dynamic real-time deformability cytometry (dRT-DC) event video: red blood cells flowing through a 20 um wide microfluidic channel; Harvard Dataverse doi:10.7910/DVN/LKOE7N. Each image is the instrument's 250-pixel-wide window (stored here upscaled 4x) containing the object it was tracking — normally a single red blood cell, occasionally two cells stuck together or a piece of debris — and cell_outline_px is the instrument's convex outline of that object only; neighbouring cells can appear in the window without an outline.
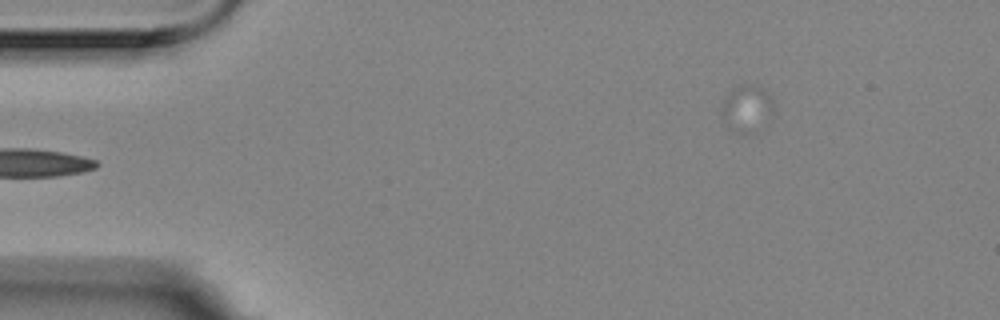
{"species": "Egyptian fruit bat (a non-hibernating species)", "species_latin": "Rousettus aegyptiacus", "temperature_condition": "room temperature", "stored_images_in_passage": 11, "camera_frame_rate_fps": 3000, "um_per_image_px": 0.085, "animal": {"sex": "female"}, "frame": {"image": 1, "passage_image": 1, "time_ms": 0.0, "image_size_px": [1000, 320], "cell_outline_px": [[776, 116], [768, 124], [720, 116], [720, 108], [728, 92], [744, 84], [760, 88], [772, 100]], "centroid_in_image_um": [63.61, 8.93], "position_along_channel_um": 21.4, "area_um2": 11.39}}
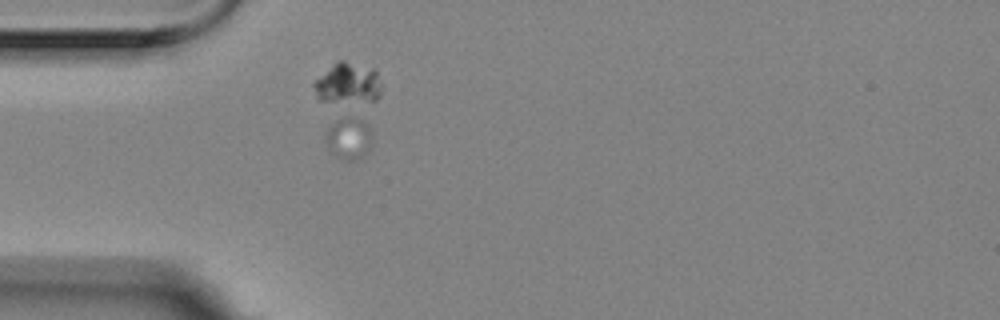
{"frame": {"image": 2, "passage_image": 4, "time_ms": 1.0, "image_size_px": [1000, 320], "cell_outline_px": [[372, 136], [368, 148], [360, 156], [352, 160], [348, 160], [336, 156], [328, 148], [328, 128], [336, 120], [344, 116], [352, 116], [368, 124], [372, 132]], "centroid_in_image_um": [29.67, 11.7], "position_along_channel_um": 55.3, "area_um2": 10.87}}
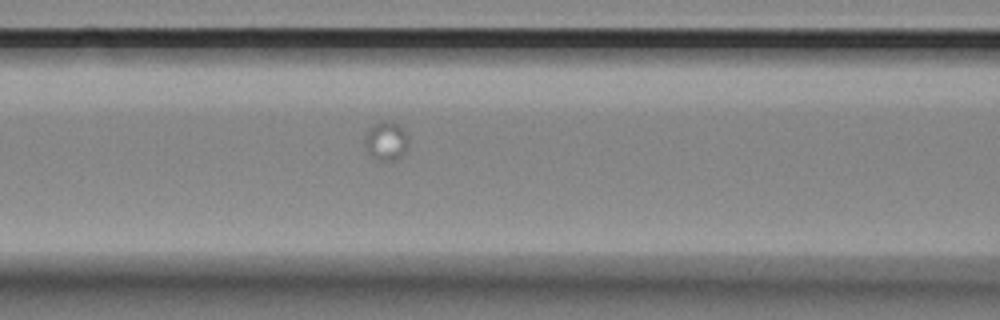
{"frame": {"image": 3, "passage_image": 7, "time_ms": 2.0, "image_size_px": [1000, 320], "cell_outline_px": [[408, 148], [400, 156], [392, 160], [380, 160], [372, 156], [368, 152], [364, 144], [364, 136], [368, 128], [380, 120], [392, 120], [400, 124], [404, 128], [408, 136]], "centroid_in_image_um": [32.83, 11.91], "position_along_channel_um": 133.8, "area_um2": 10.17}}